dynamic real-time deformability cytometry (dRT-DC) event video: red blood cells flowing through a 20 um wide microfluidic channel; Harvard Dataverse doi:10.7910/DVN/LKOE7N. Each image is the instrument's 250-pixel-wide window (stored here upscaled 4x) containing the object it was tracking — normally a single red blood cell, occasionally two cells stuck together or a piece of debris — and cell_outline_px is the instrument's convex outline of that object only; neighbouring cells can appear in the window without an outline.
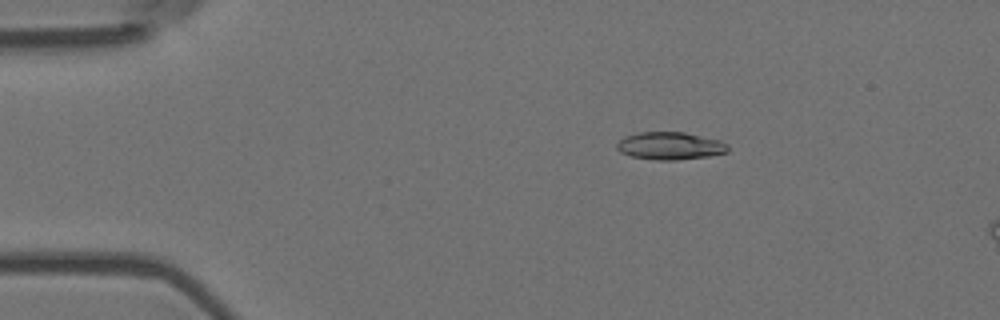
{"species": "Egyptian fruit bat (a non-hibernating species)", "species_latin": "Rousettus aegyptiacus", "temperature_condition": "room temperature", "stored_images_in_passage": 16, "camera_frame_rate_fps": 3000, "um_per_image_px": 0.085, "animal": {"sex": "female"}, "frame": {"image": 1, "passage_image": 10, "time_ms": 3.0, "image_size_px": [1000, 320], "cell_outline_px": [[728, 152], [708, 156], [676, 160], [656, 160], [632, 156], [620, 152], [616, 148], [616, 144], [624, 136], [640, 132], [684, 132], [720, 140], [728, 144]], "centroid_in_image_um": [56.95, 12.39], "position_along_channel_um": 28.0, "area_um2": 17.86}}